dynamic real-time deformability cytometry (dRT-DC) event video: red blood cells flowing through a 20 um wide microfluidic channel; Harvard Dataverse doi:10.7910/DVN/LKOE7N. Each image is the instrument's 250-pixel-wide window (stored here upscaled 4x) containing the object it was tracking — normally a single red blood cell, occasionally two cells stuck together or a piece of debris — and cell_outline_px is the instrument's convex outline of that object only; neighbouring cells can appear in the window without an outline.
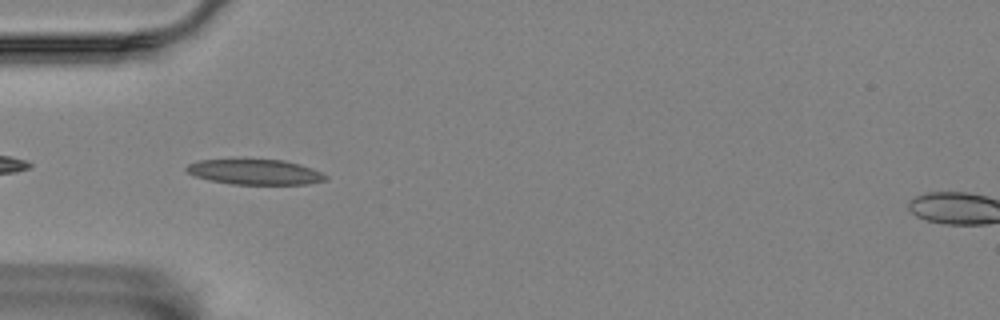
{"species": "Egyptian fruit bat (a non-hibernating species)", "species_latin": "Rousettus aegyptiacus", "temperature_condition": "room temperature", "stored_images_in_passage": 42, "camera_frame_rate_fps": 3000, "um_per_image_px": 0.085, "animal": {"sex": "female"}, "frame": {"image": 1, "passage_image": 3, "time_ms": 0.667, "image_size_px": [1000, 320], "cell_outline_px": [[328, 180], [308, 184], [232, 184], [212, 180], [196, 176], [188, 172], [184, 168], [188, 164], [200, 160], [232, 156], [284, 160], [300, 164], [312, 168], [328, 176]], "centroid_in_image_um": [21.65, 14.56], "position_along_channel_um": 63.4, "area_um2": 21.44}}
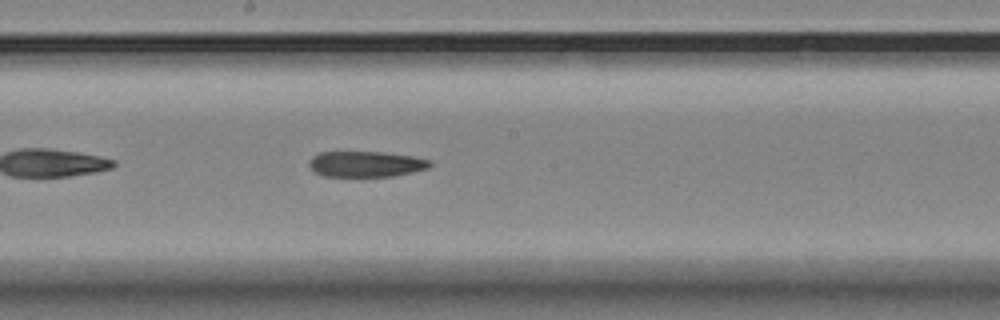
{"frame": {"image": 2, "passage_image": 16, "time_ms": 5.0, "image_size_px": [1000, 320], "cell_outline_px": [[432, 164], [428, 168], [412, 172], [392, 176], [324, 176], [316, 172], [308, 164], [308, 160], [312, 156], [320, 152], [384, 152], [412, 156], [432, 160]], "centroid_in_image_um": [31.11, 13.93], "position_along_channel_um": 217.1, "area_um2": 18.09}}
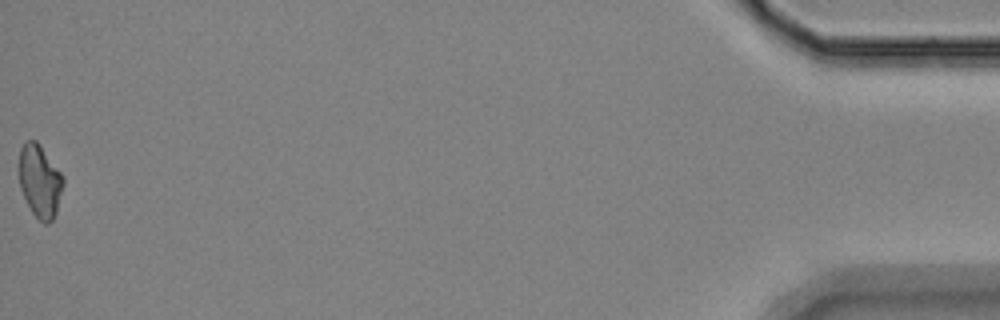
{"frame": {"image": 3, "passage_image": 42, "time_ms": 13.667, "image_size_px": [1000, 320], "cell_outline_px": [[64, 184], [56, 212], [52, 220], [48, 224], [44, 224], [32, 212], [20, 188], [20, 148], [24, 140], [36, 140], [64, 176]], "centroid_in_image_um": [3.4, 15.38], "position_along_channel_um": 431.8, "area_um2": 18.55}}